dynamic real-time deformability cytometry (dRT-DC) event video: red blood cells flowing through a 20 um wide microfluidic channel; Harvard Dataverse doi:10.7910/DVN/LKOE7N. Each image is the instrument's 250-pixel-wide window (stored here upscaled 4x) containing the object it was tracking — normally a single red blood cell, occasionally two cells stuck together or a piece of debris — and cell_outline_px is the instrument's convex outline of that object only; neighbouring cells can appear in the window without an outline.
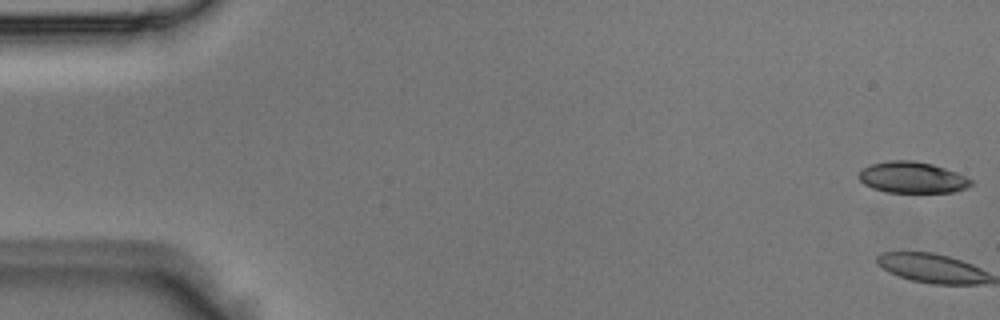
{"species": "Egyptian fruit bat (a non-hibernating species)", "species_latin": "Rousettus aegyptiacus", "temperature_condition": "room temperature", "stored_images_in_passage": 52, "camera_frame_rate_fps": 3000, "um_per_image_px": 0.085, "animal": {"sex": "male"}, "frame": {"image": 1, "passage_image": 1, "time_ms": 0.0, "image_size_px": [1000, 320], "cell_outline_px": [[972, 184], [968, 188], [952, 192], [884, 192], [872, 188], [864, 184], [856, 176], [864, 168], [872, 164], [888, 160], [912, 160], [932, 164], [956, 172], [972, 180]], "centroid_in_image_um": [77.53, 15.09], "position_along_channel_um": 7.5, "area_um2": 20.4}}
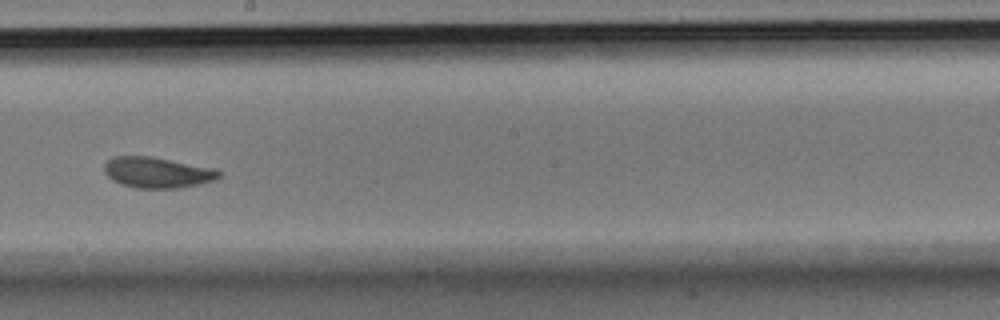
{"frame": {"image": 2, "passage_image": 30, "time_ms": 9.667, "image_size_px": [1000, 320], "cell_outline_px": [[220, 176], [216, 180], [200, 184], [180, 188], [136, 188], [120, 184], [112, 180], [104, 172], [104, 164], [112, 156], [152, 156], [212, 168], [220, 172]], "centroid_in_image_um": [13.34, 14.66], "position_along_channel_um": 234.9, "area_um2": 20.63}}
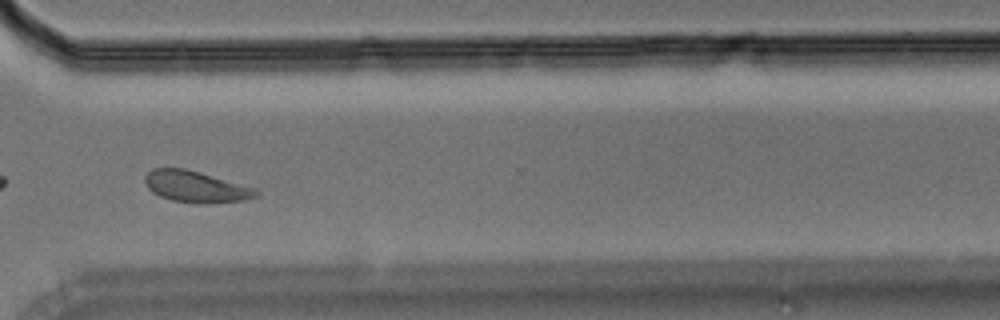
{"frame": {"image": 3, "passage_image": 39, "time_ms": 12.667, "image_size_px": [1000, 320], "cell_outline_px": [[260, 192], [256, 196], [244, 200], [204, 204], [200, 204], [172, 200], [160, 196], [152, 192], [148, 188], [144, 180], [144, 176], [152, 168], [184, 168], [200, 172], [256, 188]], "centroid_in_image_um": [16.64, 15.87], "position_along_channel_um": 354.0, "area_um2": 20.35}}